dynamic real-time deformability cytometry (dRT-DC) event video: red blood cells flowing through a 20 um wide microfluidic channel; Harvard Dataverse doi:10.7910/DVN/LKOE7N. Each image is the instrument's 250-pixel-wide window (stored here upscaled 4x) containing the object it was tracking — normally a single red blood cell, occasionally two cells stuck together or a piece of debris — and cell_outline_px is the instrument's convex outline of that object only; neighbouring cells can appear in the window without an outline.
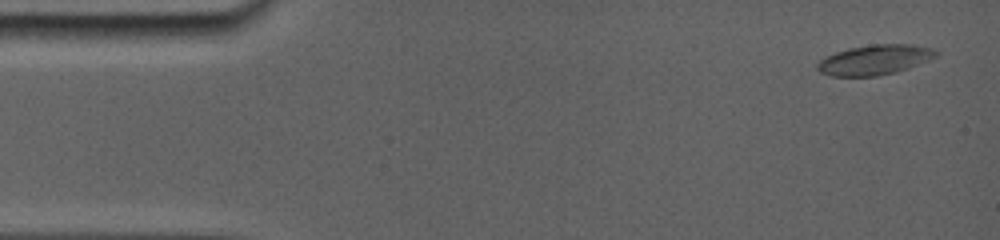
{"species": "common noctule bat (a hibernating species)", "species_latin": "Nyctalus noctula", "temperature_condition": "room temperature", "stored_images_in_passage": 31, "camera_frame_rate_fps": 5000, "um_per_image_px": 0.085, "animal": {"sex": "female", "body_mass_g": 19.0, "forearm_length_mm": 56.7}, "frame": {"image": 1, "passage_image": 2, "time_ms": 0.2, "image_size_px": [1000, 240], "cell_outline_px": [[936, 56], [928, 60], [896, 72], [876, 76], [832, 76], [820, 72], [816, 68], [816, 64], [820, 60], [836, 52], [848, 48], [872, 44], [912, 44], [932, 48], [936, 52]], "centroid_in_image_um": [74.31, 5.08], "position_along_channel_um": 10.7, "area_um2": 20.52}}
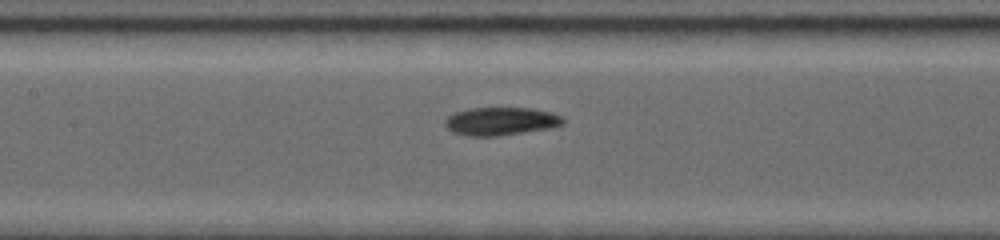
{"frame": {"image": 2, "passage_image": 14, "time_ms": 7.0, "image_size_px": [1000, 240], "cell_outline_px": [[564, 124], [544, 128], [496, 136], [472, 136], [456, 132], [448, 128], [444, 124], [444, 120], [448, 116], [456, 112], [468, 108], [532, 108], [552, 112], [560, 116], [564, 120]], "centroid_in_image_um": [42.54, 10.28], "position_along_channel_um": 164.9, "area_um2": 18.84}}
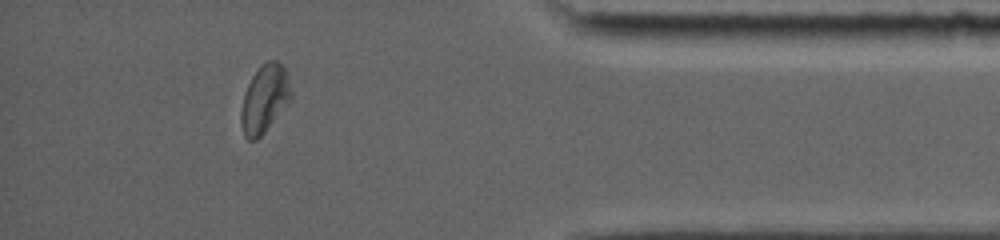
{"frame": {"image": 3, "passage_image": 27, "time_ms": 14.0, "image_size_px": [1000, 240], "cell_outline_px": [[292, 100], [264, 132], [256, 140], [248, 140], [244, 136], [240, 124], [240, 112], [244, 92], [252, 76], [260, 64], [268, 60], [276, 60], [284, 68], [288, 76], [292, 92]], "centroid_in_image_um": [22.48, 8.4], "position_along_channel_um": 412.7, "area_um2": 20.06}, "authors_computed_cell_mechanics": {"area_um2": 19.4208, "velocity_mm_per_s": 3.8511, "shape_relaxation_time_tau1_ms": null, "shape_relaxation_time_tau2_ms": 2.7176, "deformation_change_tau1": null, "deformation_change_tau2": 0.0752}}